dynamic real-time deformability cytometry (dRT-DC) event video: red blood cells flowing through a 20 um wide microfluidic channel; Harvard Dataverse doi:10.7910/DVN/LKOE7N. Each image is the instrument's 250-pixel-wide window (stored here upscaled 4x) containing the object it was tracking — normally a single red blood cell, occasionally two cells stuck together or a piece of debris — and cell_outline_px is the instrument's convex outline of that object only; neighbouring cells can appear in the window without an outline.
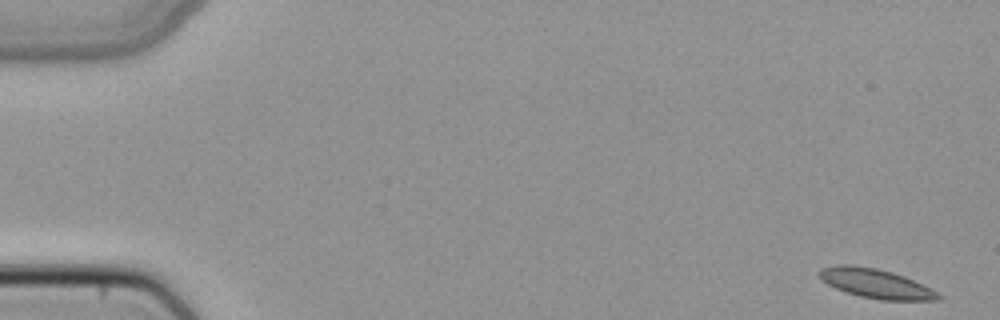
{"species": "common noctule bat (a hibernating species)", "species_latin": "Nyctalus noctula", "temperature_condition": "cold", "stored_images_in_passage": 50, "camera_frame_rate_fps": 3000, "um_per_image_px": 0.085, "animal": {"sex": "female", "body_mass_g": 22.7, "forearm_length_mm": 54.2}, "frame": {"image": 1, "passage_image": 1, "time_ms": 0.0, "image_size_px": [1000, 320], "cell_outline_px": [[944, 296], [940, 300], [880, 300], [860, 296], [836, 288], [820, 280], [820, 268], [836, 264], [852, 264], [876, 268], [892, 272], [904, 276]], "centroid_in_image_um": [74.41, 24.09], "position_along_channel_um": 10.6, "area_um2": 20.17}}
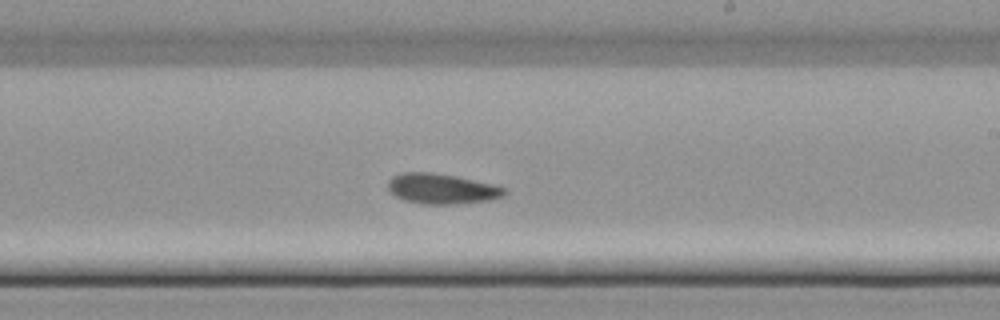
{"frame": {"image": 2, "passage_image": 30, "time_ms": 9.667, "image_size_px": [1000, 320], "cell_outline_px": [[508, 192], [504, 196], [488, 200], [452, 204], [424, 204], [404, 200], [396, 196], [388, 188], [388, 180], [392, 176], [400, 172], [432, 172], [456, 176], [492, 184], [504, 188]], "centroid_in_image_um": [37.52, 16.03], "position_along_channel_um": 251.5, "area_um2": 20.46}}
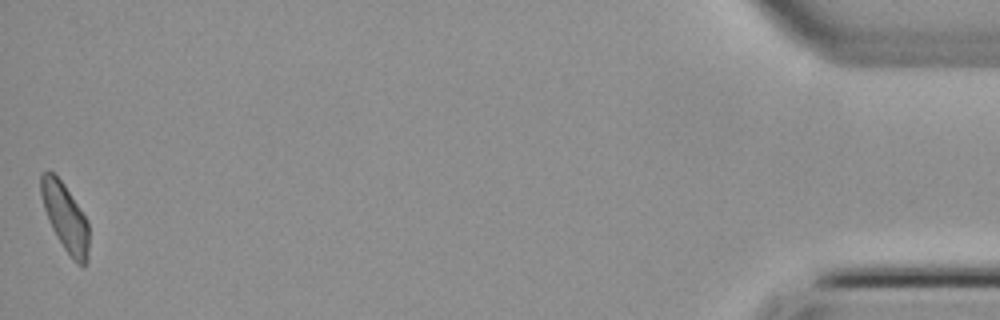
{"frame": {"image": 3, "passage_image": 50, "time_ms": 16.333, "image_size_px": [1000, 320], "cell_outline_px": [[88, 260], [84, 268], [76, 264], [72, 260], [56, 236], [48, 220], [40, 196], [40, 172], [52, 172], [64, 184], [88, 220]], "centroid_in_image_um": [5.54, 18.51], "position_along_channel_um": 429.7, "area_um2": 19.07}}